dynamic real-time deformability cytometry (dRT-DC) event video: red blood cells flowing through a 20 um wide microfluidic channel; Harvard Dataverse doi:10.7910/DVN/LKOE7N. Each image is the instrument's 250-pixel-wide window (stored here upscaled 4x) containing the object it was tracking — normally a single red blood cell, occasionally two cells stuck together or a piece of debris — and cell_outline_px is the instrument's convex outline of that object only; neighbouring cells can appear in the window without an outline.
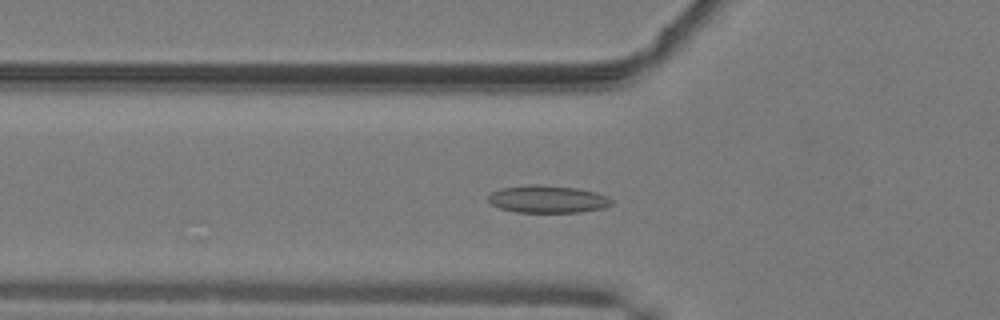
{"species": "common noctule bat (a hibernating species)", "species_latin": "Nyctalus noctula", "temperature_condition": "warm", "stored_images_in_passage": 49, "camera_frame_rate_fps": 3000, "um_per_image_px": 0.085, "animal": {"sex": "male", "body_mass_g": 19.2, "forearm_length_mm": 51.8}, "frame": {"image": 1, "passage_image": 16, "time_ms": 5.0, "image_size_px": [1000, 320], "cell_outline_px": [[612, 204], [604, 208], [580, 212], [516, 212], [500, 208], [492, 204], [488, 200], [488, 196], [492, 192], [504, 188], [532, 184], [540, 184], [576, 188], [596, 192], [608, 196], [612, 200]], "centroid_in_image_um": [46.58, 16.93], "position_along_channel_um": 79.2, "area_um2": 19.65}}
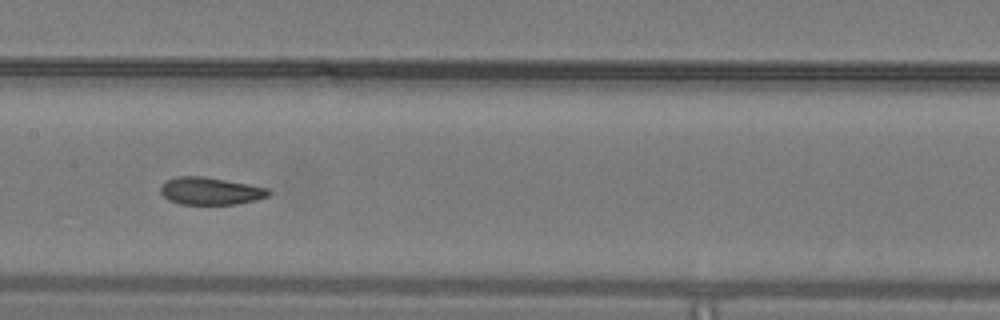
{"frame": {"image": 2, "passage_image": 24, "time_ms": 7.667, "image_size_px": [1000, 320], "cell_outline_px": [[272, 192], [268, 196], [256, 200], [236, 204], [180, 204], [168, 200], [160, 192], [160, 184], [176, 176], [204, 176], [248, 184], [268, 188]], "centroid_in_image_um": [17.87, 16.23], "position_along_channel_um": 189.5, "area_um2": 17.34}}
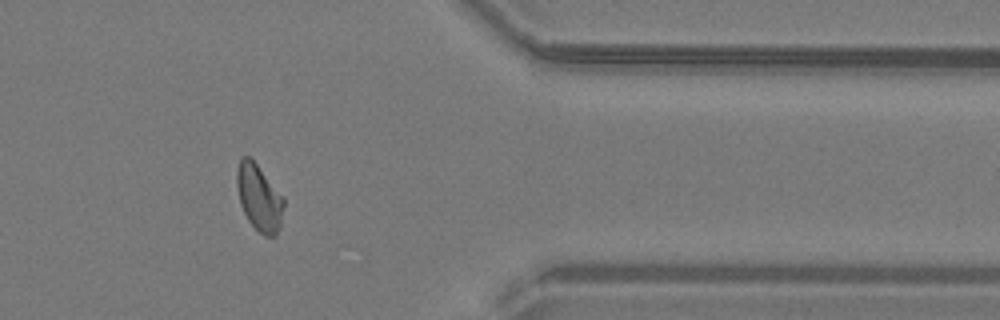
{"frame": {"image": 3, "passage_image": 40, "time_ms": 13.0, "image_size_px": [1000, 320], "cell_outline_px": [[284, 204], [280, 228], [276, 236], [264, 236], [248, 220], [240, 204], [236, 184], [236, 172], [240, 160], [244, 156], [248, 156], [256, 164], [284, 196]], "centroid_in_image_um": [22.04, 16.82], "position_along_channel_um": 389.4, "area_um2": 18.09}, "authors_computed_cell_mechanics": {"area_um2": 18.0914, "velocity_mm_per_s": 4.0965, "shape_relaxation_time_tau1_ms": null, "shape_relaxation_time_tau2_ms": 1.8721, "deformation_change_tau1": null, "deformation_change_tau2": 0.0668}}